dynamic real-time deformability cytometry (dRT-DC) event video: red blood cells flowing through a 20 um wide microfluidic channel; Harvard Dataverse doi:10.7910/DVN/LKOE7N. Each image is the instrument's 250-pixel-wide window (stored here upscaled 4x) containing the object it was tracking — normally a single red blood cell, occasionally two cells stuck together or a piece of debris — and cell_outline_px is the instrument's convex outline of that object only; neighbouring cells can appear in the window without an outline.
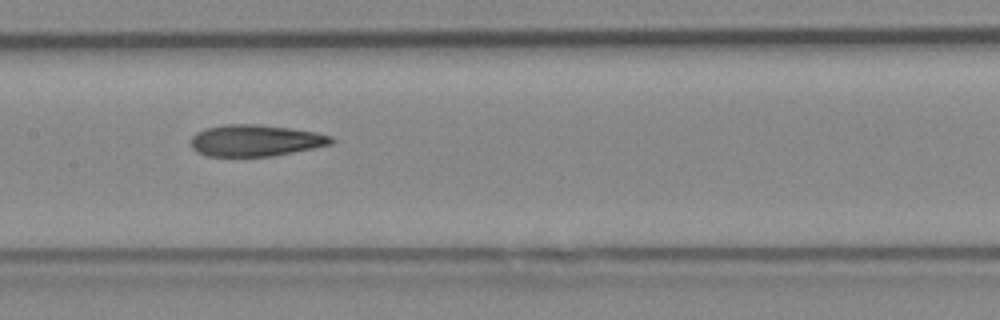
{"species": "Egyptian fruit bat (a non-hibernating species)", "species_latin": "Rousettus aegyptiacus", "temperature_condition": "cold", "stored_images_in_passage": 8, "camera_frame_rate_fps": 3000, "um_per_image_px": 0.085, "animal": {"sex": "female"}, "frame": {"image": 1, "passage_image": 6, "time_ms": 1.667, "image_size_px": [1000, 320], "cell_outline_px": [[336, 140], [332, 144], [272, 156], [208, 156], [196, 152], [188, 144], [188, 140], [196, 132], [204, 128], [224, 124], [256, 124], [288, 128], [316, 132], [332, 136]], "centroid_in_image_um": [21.65, 11.94], "position_along_channel_um": 185.7, "area_um2": 26.01}}